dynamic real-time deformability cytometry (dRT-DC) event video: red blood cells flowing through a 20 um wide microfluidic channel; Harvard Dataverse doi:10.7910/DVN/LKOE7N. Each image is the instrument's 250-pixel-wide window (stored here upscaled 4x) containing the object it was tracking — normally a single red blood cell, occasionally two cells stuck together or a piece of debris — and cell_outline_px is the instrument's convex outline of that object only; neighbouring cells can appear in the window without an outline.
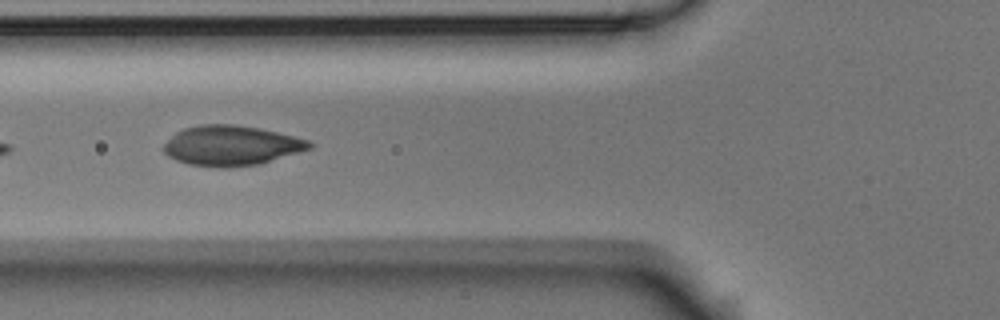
{"species": "Egyptian fruit bat (a non-hibernating species)", "species_latin": "Rousettus aegyptiacus", "temperature_condition": "room temperature", "stored_images_in_passage": 7, "camera_frame_rate_fps": 3000, "um_per_image_px": 0.085, "animal": {"sex": "male"}, "frame": {"image": 1, "passage_image": 3, "time_ms": 0.667, "image_size_px": [1000, 320], "cell_outline_px": [[312, 148], [300, 152], [256, 164], [224, 168], [220, 168], [192, 164], [176, 160], [168, 156], [164, 152], [164, 144], [176, 132], [184, 128], [200, 124], [236, 124], [260, 128], [308, 140], [312, 144]], "centroid_in_image_um": [19.64, 12.36], "position_along_channel_um": 106.2, "area_um2": 33.64}}
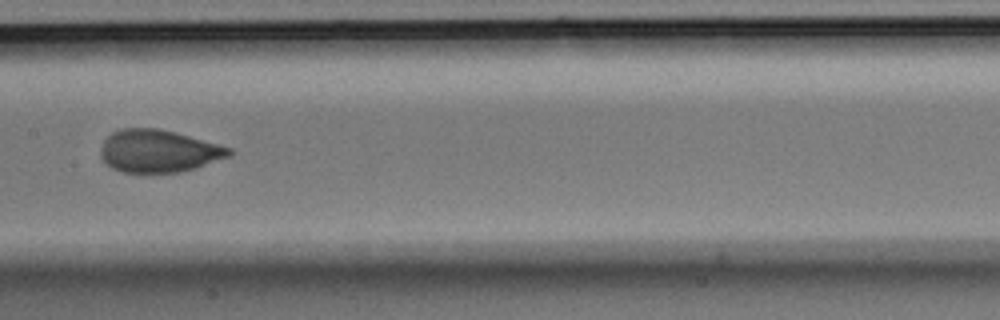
{"frame": {"image": 2, "passage_image": 5, "time_ms": 1.333, "image_size_px": [1000, 320], "cell_outline_px": [[236, 152], [232, 156], [180, 172], [124, 172], [112, 168], [100, 156], [100, 152], [104, 140], [112, 132], [120, 128], [156, 128], [188, 136], [232, 148]], "centroid_in_image_um": [13.49, 12.84], "position_along_channel_um": 193.9, "area_um2": 31.56}}
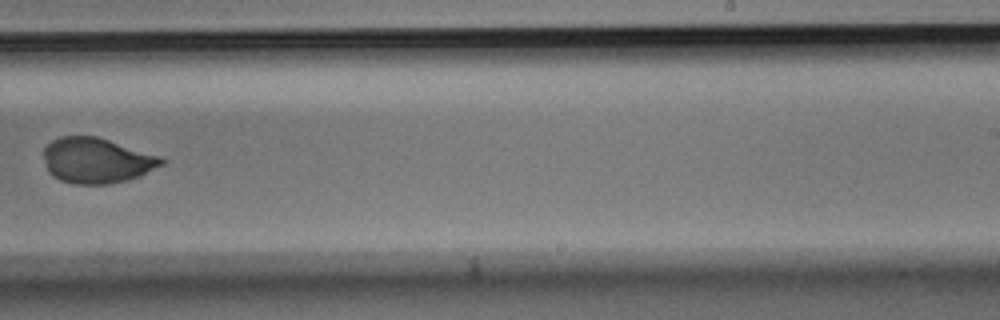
{"frame": {"image": 3, "passage_image": 7, "time_ms": 2.0, "image_size_px": [1000, 320], "cell_outline_px": [[168, 160], [164, 164], [140, 176], [108, 184], [76, 184], [60, 180], [52, 176], [48, 172], [44, 156], [44, 148], [52, 140], [60, 136], [96, 136], [164, 156]], "centroid_in_image_um": [8.26, 13.63], "position_along_channel_um": 280.7, "area_um2": 31.44}}